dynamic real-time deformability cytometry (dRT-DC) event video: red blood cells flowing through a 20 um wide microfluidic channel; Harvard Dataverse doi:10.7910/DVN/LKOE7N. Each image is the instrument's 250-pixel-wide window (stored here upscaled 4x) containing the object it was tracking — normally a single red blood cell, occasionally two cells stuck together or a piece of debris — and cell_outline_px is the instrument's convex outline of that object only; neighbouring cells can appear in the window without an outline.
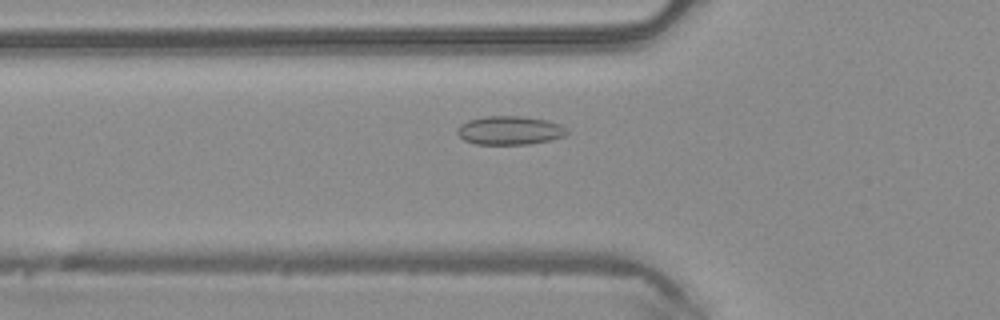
{"species": "common noctule bat (a hibernating species)", "species_latin": "Nyctalus noctula", "temperature_condition": "warm", "stored_images_in_passage": 47, "camera_frame_rate_fps": 3000, "um_per_image_px": 0.085, "animal": {"sex": "male", "body_mass_g": 20.4}, "frame": {"image": 1, "passage_image": 15, "time_ms": 4.667, "image_size_px": [1000, 320], "cell_outline_px": [[568, 132], [564, 136], [548, 140], [528, 144], [476, 144], [464, 140], [456, 132], [460, 124], [468, 120], [484, 116], [524, 116], [548, 120], [560, 124], [568, 128]], "centroid_in_image_um": [43.33, 11.07], "position_along_channel_um": 82.5, "area_um2": 18.38}}
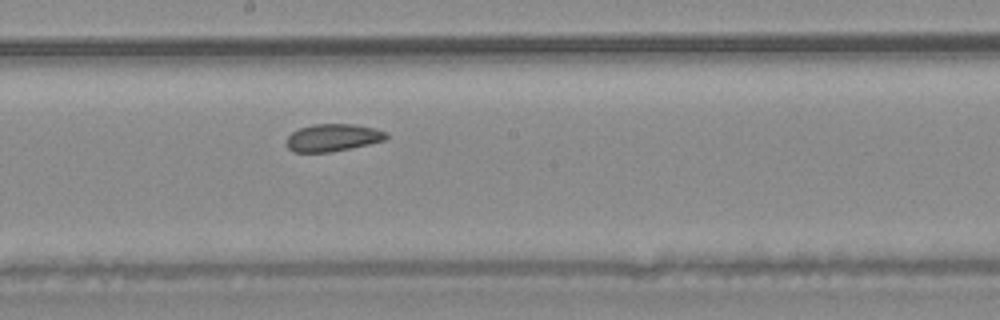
{"frame": {"image": 2, "passage_image": 25, "time_ms": 8.0, "image_size_px": [1000, 320], "cell_outline_px": [[388, 136], [384, 140], [368, 144], [332, 152], [292, 152], [288, 148], [288, 136], [292, 132], [300, 128], [312, 124], [356, 124], [388, 132]], "centroid_in_image_um": [28.29, 11.69], "position_along_channel_um": 219.9, "area_um2": 15.84}}
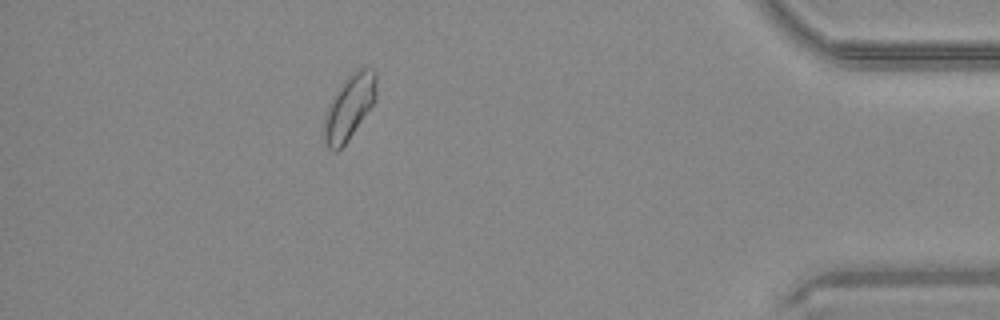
{"frame": {"image": 3, "passage_image": 42, "time_ms": 13.667, "image_size_px": [1000, 320], "cell_outline_px": [[376, 100], [348, 140], [336, 152], [332, 152], [328, 148], [320, 132], [324, 116], [328, 104], [332, 96], [344, 80], [352, 72], [360, 68], [372, 68], [376, 72]], "centroid_in_image_um": [29.64, 9.14], "position_along_channel_um": 405.6, "area_um2": 20.11}, "authors_computed_cell_mechanics": {"area_um2": 17.5712, "velocity_mm_per_s": 4.1124, "shape_relaxation_time_tau1_ms": null, "shape_relaxation_time_tau2_ms": 0.7254, "deformation_change_tau1": null, "deformation_change_tau2": 0.0455}}